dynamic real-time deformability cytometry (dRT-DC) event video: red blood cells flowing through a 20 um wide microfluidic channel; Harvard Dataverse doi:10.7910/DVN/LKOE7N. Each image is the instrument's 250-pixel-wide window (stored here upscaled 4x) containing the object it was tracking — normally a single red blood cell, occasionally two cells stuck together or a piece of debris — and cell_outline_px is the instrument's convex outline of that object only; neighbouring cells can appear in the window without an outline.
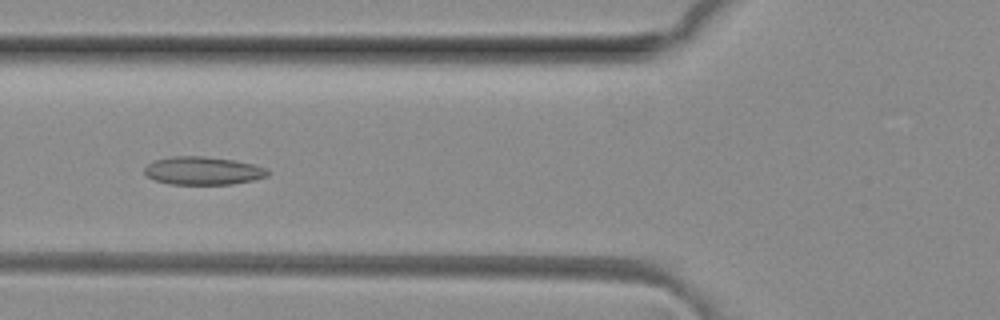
{"species": "common noctule bat (a hibernating species)", "species_latin": "Nyctalus noctula", "temperature_condition": "room temperature", "stored_images_in_passage": 5, "camera_frame_rate_fps": 3000, "um_per_image_px": 0.085, "animal": {"sex": "female", "body_mass_g": 29.2, "forearm_length_mm": 56.3}, "frame": {"image": 1, "passage_image": 5, "time_ms": 1.333, "image_size_px": [1000, 320], "cell_outline_px": [[272, 172], [268, 176], [252, 180], [232, 184], [168, 184], [156, 180], [148, 176], [144, 172], [144, 168], [148, 164], [156, 160], [172, 156], [204, 156], [236, 160], [252, 164], [264, 168]], "centroid_in_image_um": [17.27, 14.51], "position_along_channel_um": 108.5, "area_um2": 20.11}}